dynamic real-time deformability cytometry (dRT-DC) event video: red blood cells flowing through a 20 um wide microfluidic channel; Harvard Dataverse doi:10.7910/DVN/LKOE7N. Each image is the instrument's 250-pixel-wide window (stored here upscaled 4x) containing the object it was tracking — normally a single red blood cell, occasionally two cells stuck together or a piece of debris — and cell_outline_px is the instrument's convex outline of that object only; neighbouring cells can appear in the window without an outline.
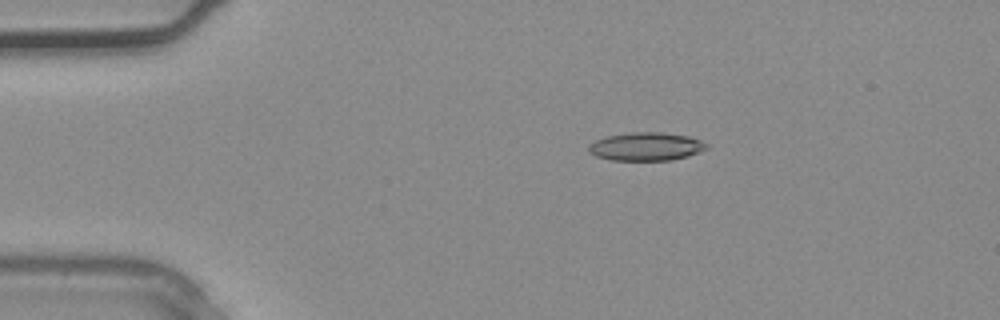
{"species": "common noctule bat (a hibernating species)", "species_latin": "Nyctalus noctula", "temperature_condition": "warm", "stored_images_in_passage": 36, "camera_frame_rate_fps": 3000, "um_per_image_px": 0.085, "animal": {"sex": "male", "body_mass_g": 20.4}, "frame": {"image": 1, "passage_image": 7, "time_ms": 2.0, "image_size_px": [1000, 320], "cell_outline_px": [[708, 148], [688, 156], [672, 160], [612, 160], [596, 156], [588, 152], [588, 144], [596, 140], [608, 136], [632, 132], [660, 132], [688, 136], [700, 140], [708, 144]], "centroid_in_image_um": [54.91, 12.46], "position_along_channel_um": 30.1, "area_um2": 19.36}}
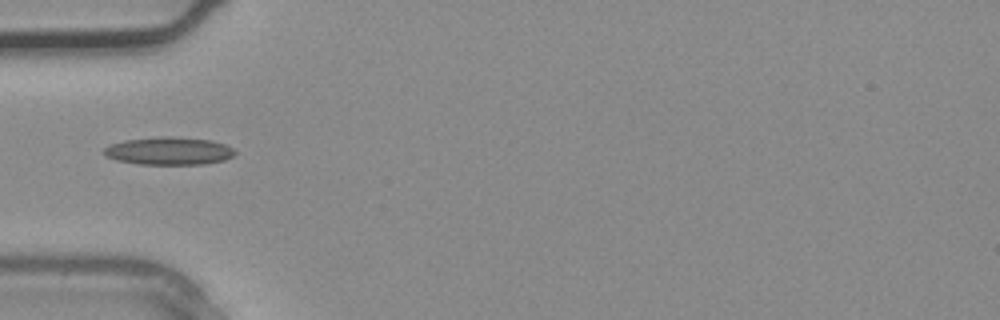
{"frame": {"image": 2, "passage_image": 12, "time_ms": 3.667, "image_size_px": [1000, 320], "cell_outline_px": [[236, 152], [232, 156], [224, 160], [204, 164], [140, 164], [116, 160], [104, 156], [100, 152], [108, 144], [124, 140], [160, 136], [172, 136], [212, 140], [224, 144], [232, 148]], "centroid_in_image_um": [14.29, 12.82], "position_along_channel_um": 70.7, "area_um2": 21.44}}
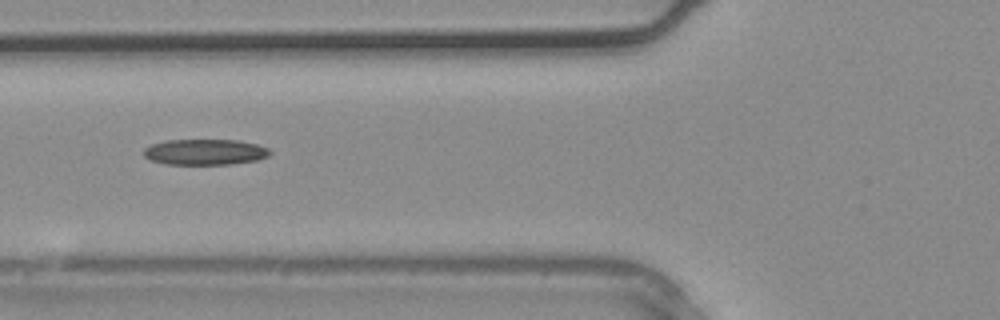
{"frame": {"image": 3, "passage_image": 14, "time_ms": 4.333, "image_size_px": [1000, 320], "cell_outline_px": [[272, 152], [268, 156], [256, 160], [228, 164], [164, 164], [148, 160], [144, 156], [144, 148], [152, 144], [164, 140], [240, 140], [256, 144], [268, 148]], "centroid_in_image_um": [17.39, 12.92], "position_along_channel_um": 108.4, "area_um2": 19.02}}